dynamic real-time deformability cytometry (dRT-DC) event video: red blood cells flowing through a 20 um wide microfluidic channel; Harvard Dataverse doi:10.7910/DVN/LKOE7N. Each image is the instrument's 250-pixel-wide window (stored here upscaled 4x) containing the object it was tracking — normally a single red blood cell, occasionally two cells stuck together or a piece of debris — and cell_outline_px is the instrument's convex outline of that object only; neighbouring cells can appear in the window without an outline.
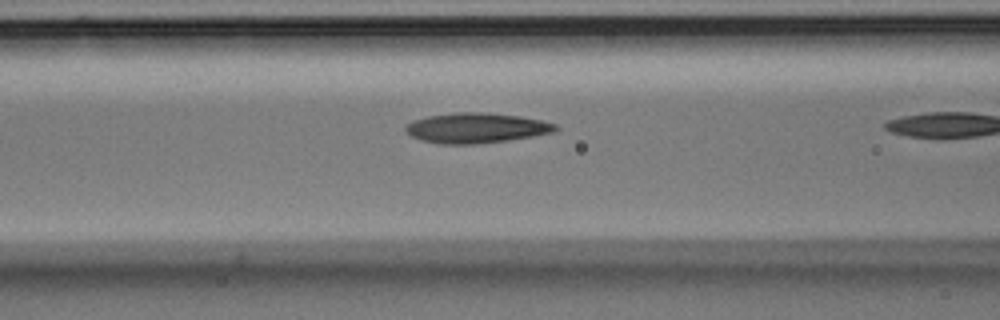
{"species": "Egyptian fruit bat (a non-hibernating species)", "species_latin": "Rousettus aegyptiacus", "temperature_condition": "room temperature", "stored_images_in_passage": 20, "camera_frame_rate_fps": 3000, "um_per_image_px": 0.085, "animal": {"sex": "male"}, "frame": {"image": 1, "passage_image": 19, "time_ms": 6.0, "image_size_px": [1000, 320], "cell_outline_px": [[560, 128], [556, 132], [508, 140], [472, 144], [444, 144], [424, 140], [412, 136], [404, 128], [412, 120], [428, 116], [452, 112], [480, 112], [520, 116], [544, 120], [556, 124]], "centroid_in_image_um": [40.53, 10.86], "position_along_channel_um": 126.1, "area_um2": 26.24}}